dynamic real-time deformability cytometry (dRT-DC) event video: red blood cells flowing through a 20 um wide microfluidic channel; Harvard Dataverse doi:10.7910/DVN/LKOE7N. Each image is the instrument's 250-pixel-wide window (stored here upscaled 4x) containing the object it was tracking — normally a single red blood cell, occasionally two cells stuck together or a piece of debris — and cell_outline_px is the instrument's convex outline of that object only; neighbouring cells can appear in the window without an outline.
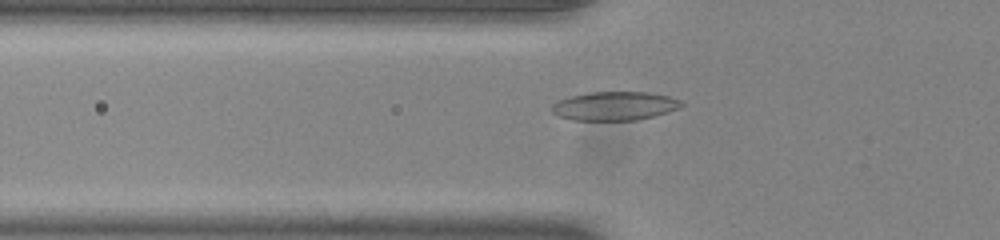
{"species": "common noctule bat (a hibernating species)", "species_latin": "Nyctalus noctula", "temperature_condition": "room temperature", "stored_images_in_passage": 50, "camera_frame_rate_fps": 3000, "um_per_image_px": 0.085, "animal": {"sex": "male", "body_mass_g": 20.0, "forearm_length_mm": 53.3}, "frame": {"image": 1, "passage_image": 16, "time_ms": 5.0, "image_size_px": [1000, 240], "cell_outline_px": [[684, 104], [680, 108], [668, 112], [636, 120], [572, 120], [560, 116], [552, 112], [552, 104], [568, 96], [588, 92], [648, 92], [668, 96], [680, 100]], "centroid_in_image_um": [52.24, 9.0], "position_along_channel_um": 73.6, "area_um2": 21.68}}
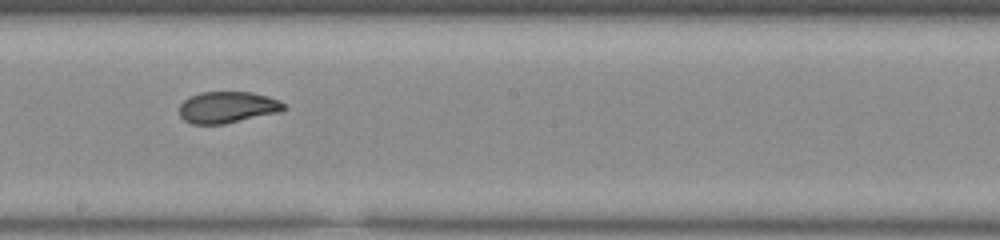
{"frame": {"image": 2, "passage_image": 28, "time_ms": 9.0, "image_size_px": [1000, 240], "cell_outline_px": [[288, 108], [280, 112], [224, 124], [192, 124], [184, 120], [180, 116], [180, 104], [188, 96], [200, 92], [252, 92], [268, 96], [280, 100]], "centroid_in_image_um": [19.34, 9.11], "position_along_channel_um": 228.9, "area_um2": 19.36}}
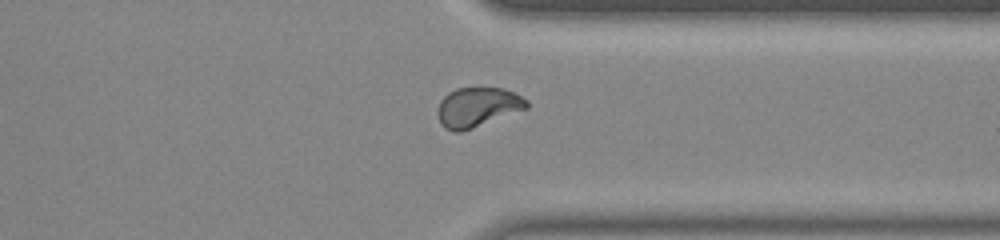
{"frame": {"image": 3, "passage_image": 39, "time_ms": 12.667, "image_size_px": [1000, 240], "cell_outline_px": [[528, 108], [472, 128], [460, 132], [456, 132], [444, 128], [440, 124], [436, 112], [440, 100], [448, 92], [456, 88], [504, 88], [528, 100]], "centroid_in_image_um": [40.55, 9.11], "position_along_channel_um": 370.9, "area_um2": 20.52}, "authors_computed_cell_mechanics": {"area_um2": 20.4323, "velocity_mm_per_s": 3.8809, "shape_relaxation_time_tau1_ms": 11.1161, "shape_relaxation_time_tau2_ms": 1.0079, "deformation_change_tau1": 0.2646, "deformation_change_tau2": 0.0425}}